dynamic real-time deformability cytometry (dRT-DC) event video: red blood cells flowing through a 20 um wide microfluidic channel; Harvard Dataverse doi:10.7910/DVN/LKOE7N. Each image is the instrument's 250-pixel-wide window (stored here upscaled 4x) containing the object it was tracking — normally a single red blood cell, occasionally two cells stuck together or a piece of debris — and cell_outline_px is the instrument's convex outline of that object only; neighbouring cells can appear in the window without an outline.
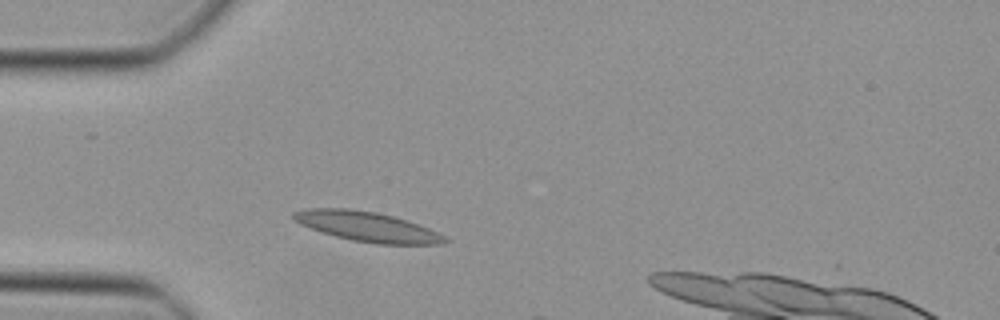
{"species": "Egyptian fruit bat (a non-hibernating species)", "species_latin": "Rousettus aegyptiacus", "temperature_condition": "cold", "stored_images_in_passage": 5, "camera_frame_rate_fps": 3000, "um_per_image_px": 0.085, "animal": {"sex": "female"}, "frame": {"image": 1, "passage_image": 1, "time_ms": 0.0, "image_size_px": [1000, 320], "cell_outline_px": [[448, 240], [440, 244], [376, 244], [352, 240], [336, 236], [300, 224], [292, 216], [292, 212], [308, 208], [348, 208], [376, 212], [408, 220], [428, 228], [444, 236]], "centroid_in_image_um": [31.2, 19.25], "position_along_channel_um": 53.8, "area_um2": 25.95}}
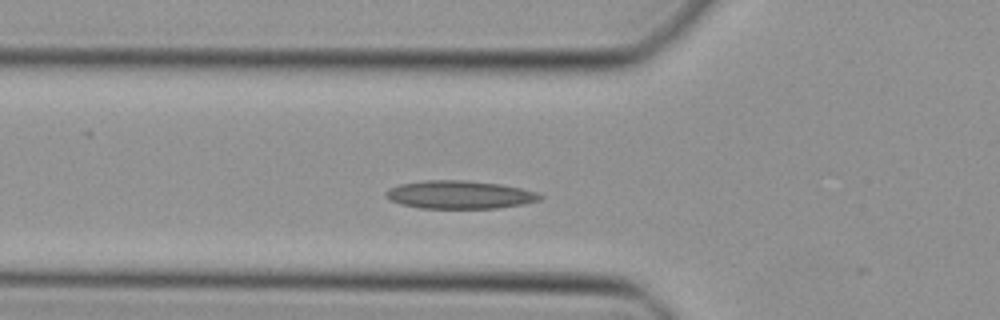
{"frame": {"image": 2, "passage_image": 4, "time_ms": 1.0, "image_size_px": [1000, 320], "cell_outline_px": [[544, 196], [540, 200], [524, 204], [496, 208], [420, 208], [400, 204], [388, 200], [384, 196], [384, 192], [388, 188], [400, 184], [424, 180], [468, 180], [500, 184], [520, 188], [536, 192]], "centroid_in_image_um": [39.02, 16.55], "position_along_channel_um": 86.8, "area_um2": 25.43}}